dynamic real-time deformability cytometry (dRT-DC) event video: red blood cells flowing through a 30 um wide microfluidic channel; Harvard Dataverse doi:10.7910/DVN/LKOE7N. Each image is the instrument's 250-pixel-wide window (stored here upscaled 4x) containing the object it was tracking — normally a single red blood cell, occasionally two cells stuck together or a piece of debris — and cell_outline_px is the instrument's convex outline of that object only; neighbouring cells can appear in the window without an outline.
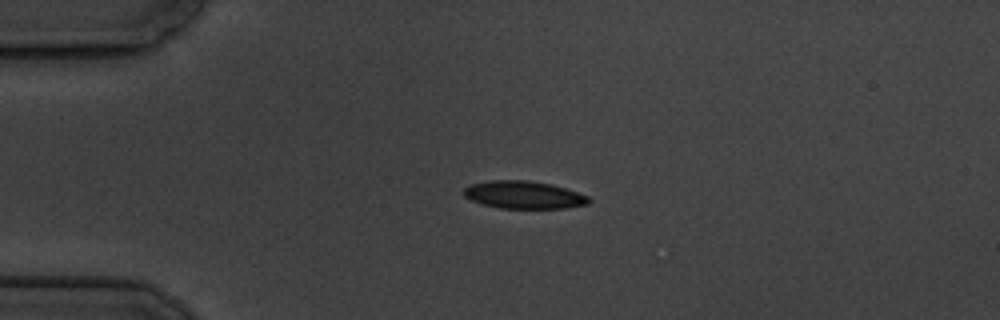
{"species": "common noctule bat (a hibernating species)", "species_latin": "Nyctalus noctula", "temperature_condition": "cold", "stored_images_in_passage": 4, "camera_frame_rate_fps": 3000, "um_per_image_px": 0.085, "animal": {"sex": "male", "body_mass_g": 19.5, "forearm_length_mm": 54.6}, "frame": {"image": 1, "passage_image": 4, "time_ms": 3.333, "image_size_px": [1000, 320], "cell_outline_px": [[592, 200], [588, 204], [564, 208], [500, 208], [484, 204], [472, 200], [464, 196], [464, 188], [468, 184], [488, 180], [528, 180], [552, 184], [588, 196]], "centroid_in_image_um": [44.5, 16.55], "position_along_channel_um": 40.5, "area_um2": 20.11}}